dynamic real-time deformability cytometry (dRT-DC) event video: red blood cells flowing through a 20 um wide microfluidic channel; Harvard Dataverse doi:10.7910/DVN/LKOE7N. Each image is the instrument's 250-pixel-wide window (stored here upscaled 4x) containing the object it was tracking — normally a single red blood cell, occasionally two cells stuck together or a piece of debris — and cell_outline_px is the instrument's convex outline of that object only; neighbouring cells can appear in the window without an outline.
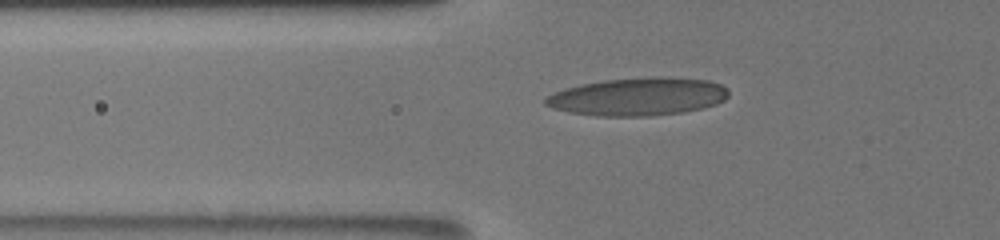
{"species": "human", "species_latin": "Homo sapiens", "temperature_condition": "room temperature", "stored_images_in_passage": 70, "camera_frame_rate_fps": 3000, "um_per_image_px": 0.085, "donor": {"sex": "male"}, "frame": {"image": 1, "passage_image": 3, "time_ms": 0.667, "image_size_px": [1000, 240], "cell_outline_px": [[728, 96], [724, 100], [716, 104], [704, 108], [684, 112], [648, 116], [596, 116], [568, 112], [552, 108], [544, 104], [544, 100], [548, 96], [564, 88], [580, 84], [604, 80], [648, 76], [660, 76], [708, 80], [720, 84], [728, 88]], "centroid_in_image_um": [54.24, 8.21], "position_along_channel_um": 71.6, "area_um2": 40.81}}
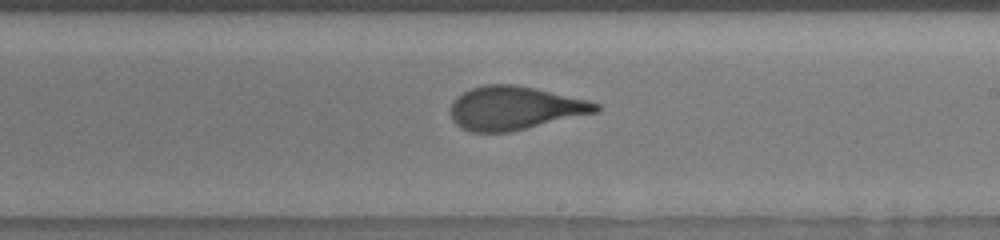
{"frame": {"image": 2, "passage_image": 28, "time_ms": 5.333, "image_size_px": [1000, 240], "cell_outline_px": [[600, 112], [512, 132], [472, 132], [460, 128], [452, 120], [452, 100], [456, 96], [472, 88], [484, 84], [512, 84], [532, 88], [588, 100], [600, 104]], "centroid_in_image_um": [43.76, 9.2], "position_along_channel_um": 245.2, "area_um2": 36.93}}
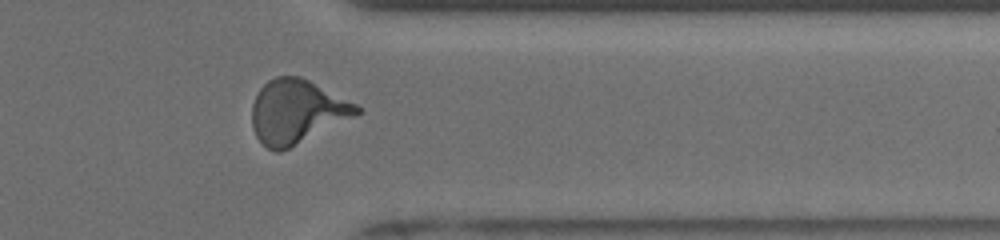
{"frame": {"image": 3, "passage_image": 52, "time_ms": 9.0, "image_size_px": [1000, 240], "cell_outline_px": [[364, 112], [356, 116], [280, 152], [276, 152], [268, 148], [256, 136], [252, 128], [252, 104], [260, 88], [268, 80], [276, 76], [300, 76], [364, 108]], "centroid_in_image_um": [25.23, 9.49], "position_along_channel_um": 386.2, "area_um2": 38.73}, "authors_computed_cell_mechanics": {"area_um2": 36.992, "velocity_mm_per_s": 3.8716, "shape_relaxation_time_tau1_ms": 4.3337, "shape_relaxation_time_tau2_ms": 0.7396, "deformation_change_tau1": 0.2028, "deformation_change_tau2": 0.0782}}